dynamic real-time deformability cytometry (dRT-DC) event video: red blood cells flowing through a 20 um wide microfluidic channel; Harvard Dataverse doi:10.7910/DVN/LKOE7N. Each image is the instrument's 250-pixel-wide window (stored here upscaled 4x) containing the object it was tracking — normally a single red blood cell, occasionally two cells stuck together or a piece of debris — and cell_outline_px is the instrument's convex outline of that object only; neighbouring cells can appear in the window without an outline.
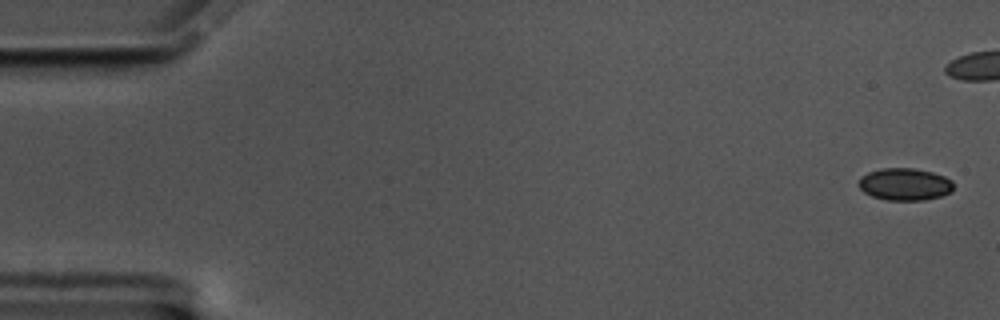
{"species": "common noctule bat (a hibernating species)", "species_latin": "Nyctalus noctula", "temperature_condition": "cold", "stored_images_in_passage": 46, "camera_frame_rate_fps": 3000, "um_per_image_px": 0.085, "animal": {"sex": "male", "body_mass_g": 17.5, "forearm_length_mm": 52.3}, "frame": {"image": 1, "passage_image": 1, "time_ms": 0.0, "image_size_px": [1000, 320], "cell_outline_px": [[952, 192], [940, 196], [924, 200], [888, 200], [872, 196], [864, 192], [860, 188], [860, 176], [868, 172], [880, 168], [912, 168], [932, 172], [944, 176], [952, 180]], "centroid_in_image_um": [76.91, 15.66], "position_along_channel_um": 8.1, "area_um2": 17.74}}
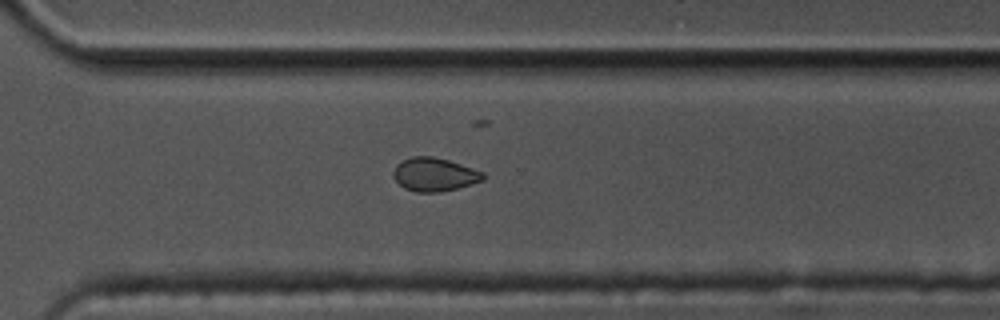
{"frame": {"image": 2, "passage_image": 41, "time_ms": 13.333, "image_size_px": [1000, 320], "cell_outline_px": [[484, 180], [472, 184], [440, 192], [416, 192], [404, 188], [392, 176], [392, 172], [396, 164], [400, 160], [412, 156], [432, 156], [448, 160], [484, 172]], "centroid_in_image_um": [36.89, 14.82], "position_along_channel_um": 333.7, "area_um2": 17.57}}
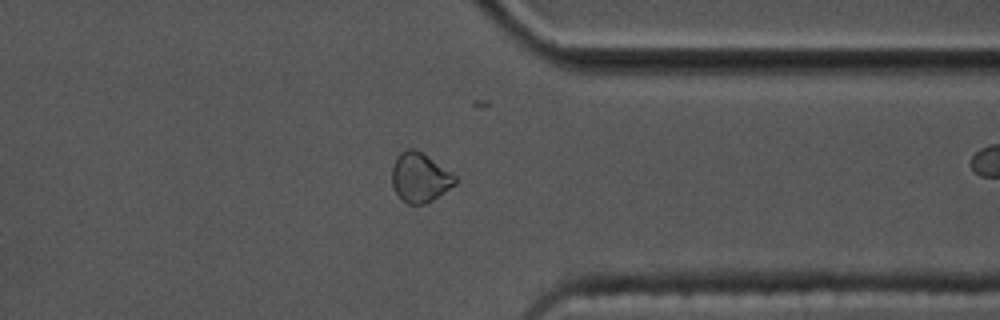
{"frame": {"image": 3, "passage_image": 45, "time_ms": 14.667, "image_size_px": [1000, 320], "cell_outline_px": [[456, 184], [432, 200], [424, 204], [408, 204], [396, 192], [392, 184], [392, 168], [396, 156], [400, 152], [408, 148], [416, 148], [452, 172], [456, 176]], "centroid_in_image_um": [35.69, 15.06], "position_along_channel_um": 375.7, "area_um2": 18.15}}